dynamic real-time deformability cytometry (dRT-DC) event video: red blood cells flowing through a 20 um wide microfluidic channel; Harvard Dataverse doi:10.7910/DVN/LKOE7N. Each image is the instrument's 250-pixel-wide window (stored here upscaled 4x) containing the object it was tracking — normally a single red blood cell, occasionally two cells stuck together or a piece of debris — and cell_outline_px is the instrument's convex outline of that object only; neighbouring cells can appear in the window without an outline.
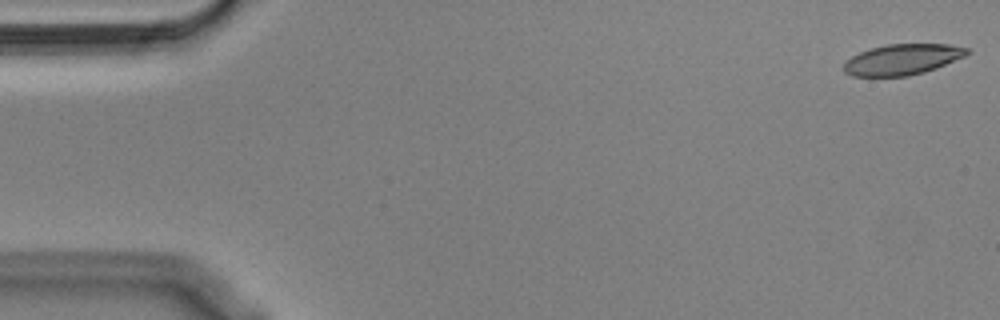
{"species": "Egyptian fruit bat (a non-hibernating species)", "species_latin": "Rousettus aegyptiacus", "temperature_condition": "cold", "stored_images_in_passage": 55, "camera_frame_rate_fps": 3000, "um_per_image_px": 0.085, "animal": {"sex": "male"}, "frame": {"image": 1, "passage_image": 1, "time_ms": 0.0, "image_size_px": [1000, 320], "cell_outline_px": [[968, 52], [964, 56], [936, 68], [924, 72], [908, 76], [852, 76], [844, 72], [844, 64], [852, 56], [860, 52], [872, 48], [888, 44], [948, 44], [968, 48]], "centroid_in_image_um": [76.69, 5.06], "position_along_channel_um": 8.3, "area_um2": 21.79}}
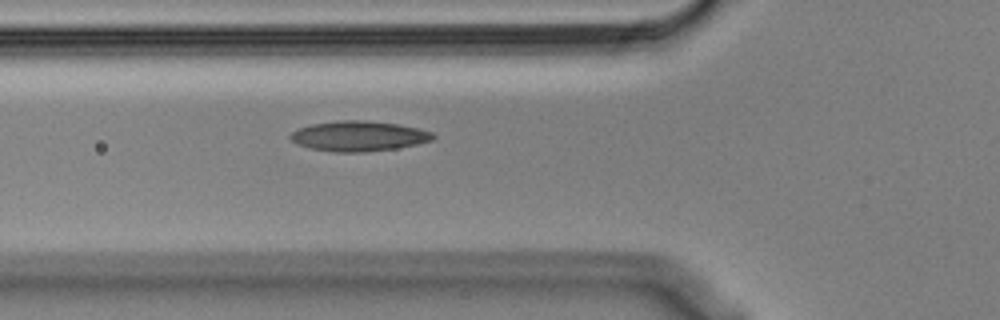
{"frame": {"image": 2, "passage_image": 19, "time_ms": 6.0, "image_size_px": [1000, 320], "cell_outline_px": [[436, 136], [432, 140], [416, 144], [396, 148], [364, 152], [332, 152], [312, 148], [300, 144], [292, 140], [288, 136], [292, 132], [300, 128], [312, 124], [340, 120], [368, 120], [396, 124], [416, 128], [432, 132]], "centroid_in_image_um": [30.5, 11.56], "position_along_channel_um": 95.3, "area_um2": 24.8}}
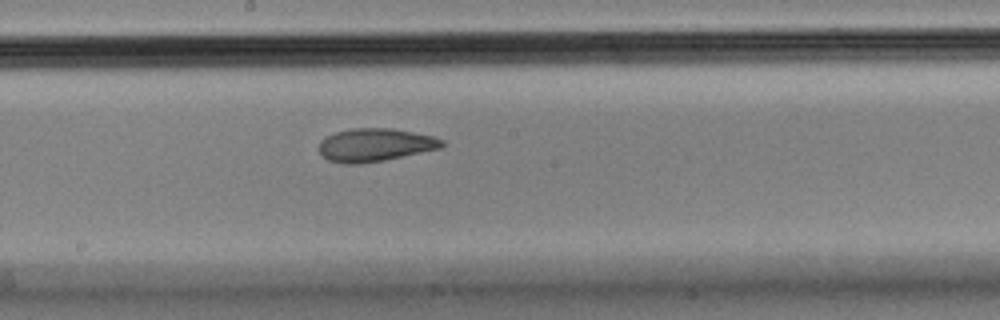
{"frame": {"image": 3, "passage_image": 29, "time_ms": 9.333, "image_size_px": [1000, 320], "cell_outline_px": [[444, 144], [440, 148], [384, 160], [360, 164], [344, 164], [328, 160], [320, 152], [320, 140], [324, 136], [336, 132], [352, 128], [392, 128], [432, 136], [444, 140]], "centroid_in_image_um": [31.85, 12.31], "position_along_channel_um": 216.3, "area_um2": 23.58}, "authors_computed_cell_mechanics": {"area_um2": 24.1026, "velocity_mm_per_s": 3.6067, "shape_relaxation_time_tau1_ms": null, "shape_relaxation_time_tau2_ms": 2.7843, "deformation_change_tau1": null, "deformation_change_tau2": 0.0895}}